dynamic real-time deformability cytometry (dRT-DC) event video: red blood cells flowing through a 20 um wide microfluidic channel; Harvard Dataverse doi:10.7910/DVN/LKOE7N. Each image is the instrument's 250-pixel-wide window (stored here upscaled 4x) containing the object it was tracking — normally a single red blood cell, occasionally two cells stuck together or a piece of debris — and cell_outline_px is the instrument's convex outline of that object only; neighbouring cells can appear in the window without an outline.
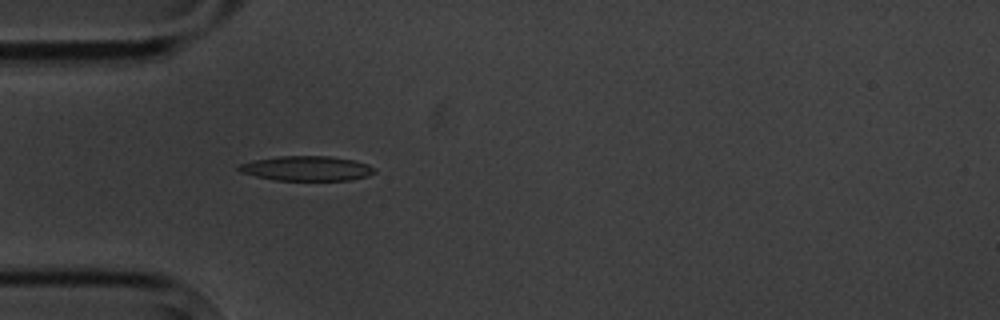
{"species": "common noctule bat (a hibernating species)", "species_latin": "Nyctalus noctula", "temperature_condition": "cold", "stored_images_in_passage": 2, "camera_frame_rate_fps": 3000, "um_per_image_px": 0.085, "animal": {"sex": "male", "body_mass_g": 20.1, "forearm_length_mm": 53.5}, "frame": {"image": 1, "passage_image": 2, "time_ms": 1.0, "image_size_px": [1000, 320], "cell_outline_px": [[376, 172], [368, 176], [348, 180], [276, 180], [256, 176], [240, 172], [236, 168], [240, 164], [252, 160], [280, 156], [332, 156], [356, 160], [368, 164], [376, 168]], "centroid_in_image_um": [26.1, 14.31], "position_along_channel_um": 58.9, "area_um2": 19.71}}